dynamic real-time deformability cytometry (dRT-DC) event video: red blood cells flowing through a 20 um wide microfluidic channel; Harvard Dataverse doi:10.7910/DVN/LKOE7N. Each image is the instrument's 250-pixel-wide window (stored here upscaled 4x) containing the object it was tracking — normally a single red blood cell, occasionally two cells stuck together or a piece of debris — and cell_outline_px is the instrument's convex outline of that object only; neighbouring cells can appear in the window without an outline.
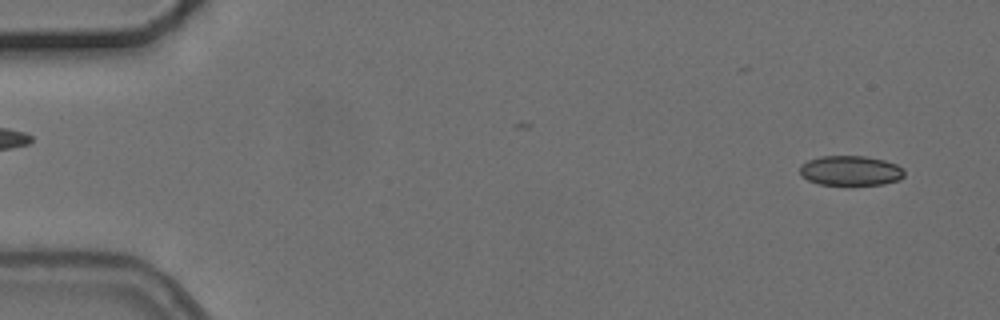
{"species": "common noctule bat (a hibernating species)", "species_latin": "Nyctalus noctula", "temperature_condition": "cold", "stored_images_in_passage": 8, "camera_frame_rate_fps": 3000, "um_per_image_px": 0.085, "animal": {"sex": "female", "body_mass_g": 24.6, "forearm_length_mm": 56.2}, "frame": {"image": 1, "passage_image": 1, "time_ms": 0.0, "image_size_px": [1000, 320], "cell_outline_px": [[904, 176], [900, 180], [884, 184], [820, 184], [808, 180], [800, 172], [800, 164], [808, 160], [820, 156], [864, 156], [884, 160], [896, 164], [904, 168]], "centroid_in_image_um": [72.32, 14.49], "position_along_channel_um": 12.7, "area_um2": 18.09}}
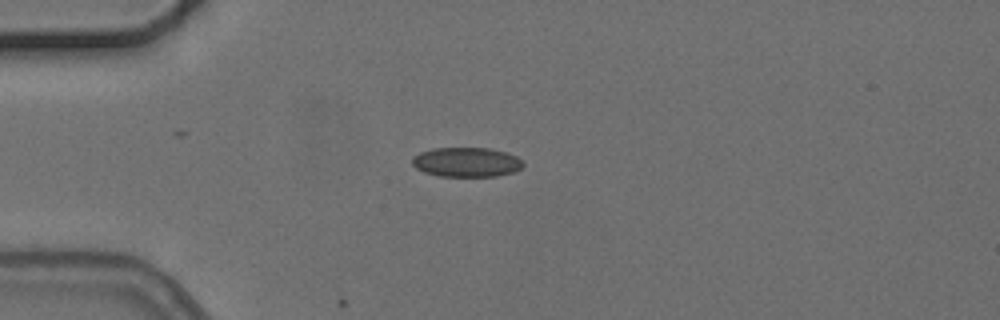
{"frame": {"image": 2, "passage_image": 4, "time_ms": 3.667, "image_size_px": [1000, 320], "cell_outline_px": [[524, 164], [520, 168], [512, 172], [496, 176], [440, 176], [424, 172], [416, 168], [412, 164], [412, 156], [420, 152], [432, 148], [488, 148], [508, 152], [516, 156]], "centroid_in_image_um": [39.62, 13.77], "position_along_channel_um": 45.4, "area_um2": 19.07}}
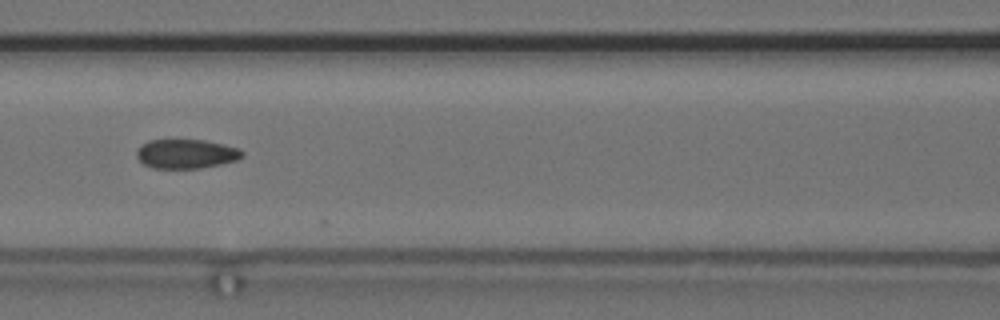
{"frame": {"image": 3, "passage_image": 7, "time_ms": 7.0, "image_size_px": [1000, 320], "cell_outline_px": [[244, 156], [236, 160], [220, 164], [200, 168], [152, 168], [144, 164], [136, 156], [136, 152], [140, 144], [148, 140], [204, 140], [224, 144], [240, 148], [244, 152]], "centroid_in_image_um": [15.82, 13.07], "position_along_channel_um": 150.8, "area_um2": 18.09}}